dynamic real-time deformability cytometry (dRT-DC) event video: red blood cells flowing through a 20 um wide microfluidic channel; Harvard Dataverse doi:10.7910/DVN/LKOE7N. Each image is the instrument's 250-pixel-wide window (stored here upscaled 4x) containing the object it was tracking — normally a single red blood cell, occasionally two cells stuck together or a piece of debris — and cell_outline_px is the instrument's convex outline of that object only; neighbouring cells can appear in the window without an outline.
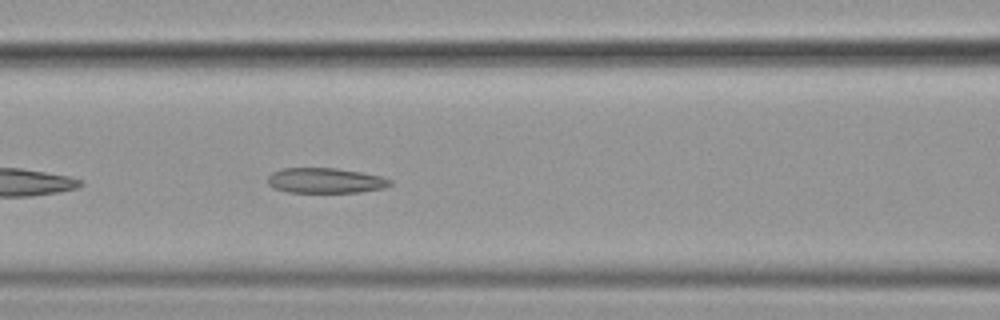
{"species": "common noctule bat (a hibernating species)", "species_latin": "Nyctalus noctula", "temperature_condition": "cold", "stored_images_in_passage": 31, "camera_frame_rate_fps": 3000, "um_per_image_px": 0.085, "animal": {"sex": "female", "body_mass_g": 19.9}, "frame": {"image": 1, "passage_image": 8, "time_ms": 2.333, "image_size_px": [1000, 320], "cell_outline_px": [[392, 184], [384, 188], [360, 192], [288, 192], [272, 188], [268, 184], [268, 176], [272, 172], [284, 168], [336, 168], [360, 172], [380, 176], [392, 180]], "centroid_in_image_um": [27.64, 15.35], "position_along_channel_um": 139.0, "area_um2": 17.98}}
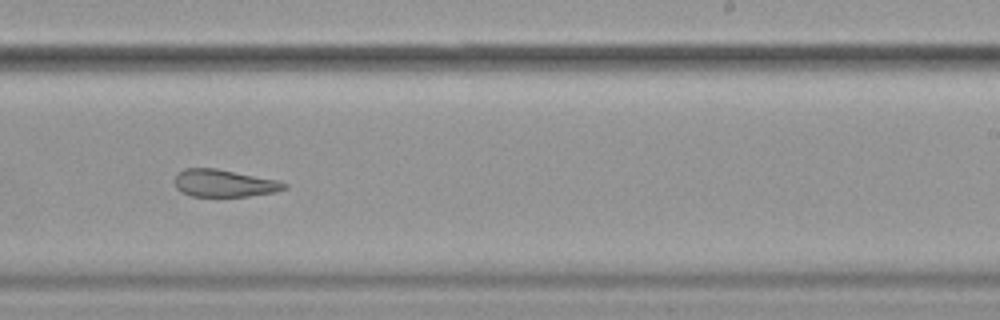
{"frame": {"image": 2, "passage_image": 19, "time_ms": 6.0, "image_size_px": [1000, 320], "cell_outline_px": [[288, 188], [276, 192], [248, 196], [192, 196], [180, 192], [176, 188], [176, 176], [184, 168], [216, 168], [276, 180], [288, 184]], "centroid_in_image_um": [19.06, 15.58], "position_along_channel_um": 269.9, "area_um2": 17.34}}
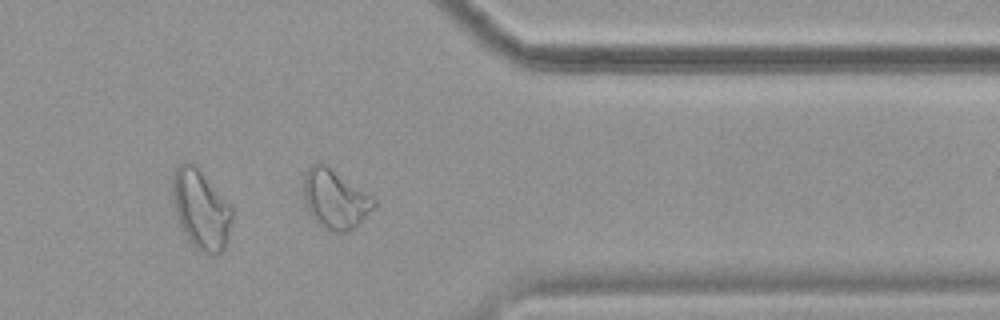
{"frame": {"image": 3, "passage_image": 29, "time_ms": 9.333, "image_size_px": [1000, 320], "cell_outline_px": [[376, 204], [348, 232], [336, 232], [324, 228], [316, 224], [312, 220], [304, 208], [304, 172], [316, 160], [320, 160], [372, 196], [376, 200]], "centroid_in_image_um": [28.39, 16.9], "position_along_channel_um": 383.0, "area_um2": 24.39}, "authors_computed_cell_mechanics": {"area_um2": 18.6116, "velocity_mm_per_s": 3.5908, "shape_relaxation_time_tau1_ms": null, "shape_relaxation_time_tau2_ms": 3.2599, "deformation_change_tau1": null, "deformation_change_tau2": 0.1113}}